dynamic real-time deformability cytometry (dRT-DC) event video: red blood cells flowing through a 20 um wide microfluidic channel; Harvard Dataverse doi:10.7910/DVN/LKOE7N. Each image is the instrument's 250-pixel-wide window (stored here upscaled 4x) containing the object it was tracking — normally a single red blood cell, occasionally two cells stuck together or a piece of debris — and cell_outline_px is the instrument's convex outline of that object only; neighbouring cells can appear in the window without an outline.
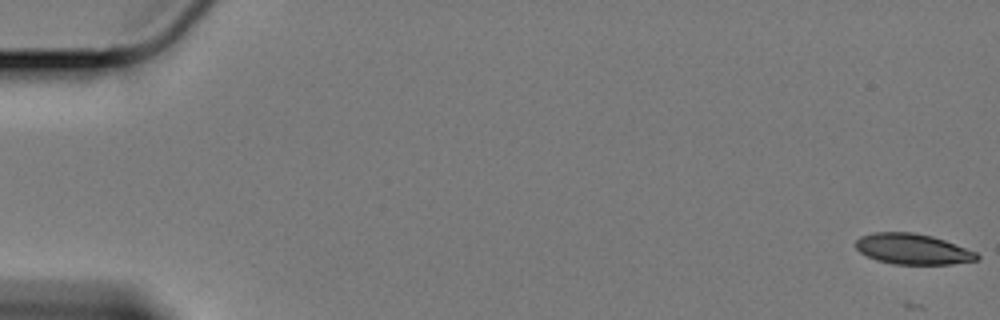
{"species": "Egyptian fruit bat (a non-hibernating species)", "species_latin": "Rousettus aegyptiacus", "temperature_condition": "cold", "stored_images_in_passage": 60, "camera_frame_rate_fps": 3000, "um_per_image_px": 0.085, "animal": {"sex": "female"}, "frame": {"image": 1, "passage_image": 1, "time_ms": 0.0, "image_size_px": [1000, 320], "cell_outline_px": [[980, 260], [952, 264], [896, 264], [876, 260], [860, 252], [856, 248], [856, 240], [860, 236], [872, 232], [912, 232], [932, 236], [944, 240], [976, 252], [980, 256]], "centroid_in_image_um": [77.58, 21.17], "position_along_channel_um": 7.4, "area_um2": 21.62}}
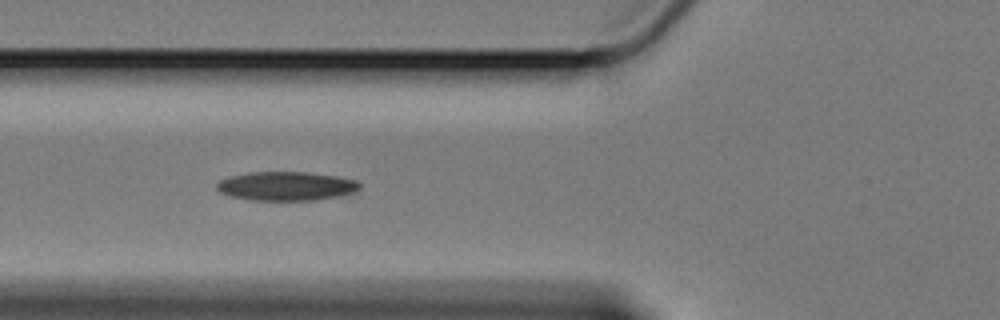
{"frame": {"image": 2, "passage_image": 23, "time_ms": 7.333, "image_size_px": [1000, 320], "cell_outline_px": [[360, 188], [356, 192], [336, 196], [312, 200], [252, 200], [232, 196], [220, 192], [216, 188], [216, 184], [220, 180], [228, 176], [248, 172], [308, 172], [336, 176], [356, 180], [360, 184]], "centroid_in_image_um": [24.31, 15.81], "position_along_channel_um": 101.5, "area_um2": 24.04}}
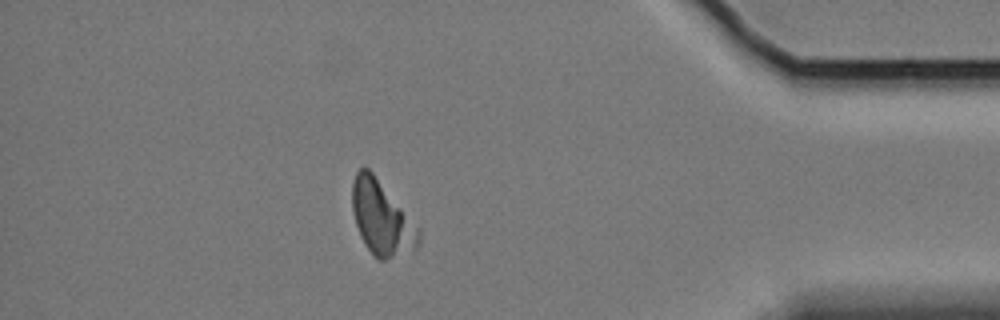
{"frame": {"image": 3, "passage_image": 53, "time_ms": 17.333, "image_size_px": [1000, 320], "cell_outline_px": [[420, 244], [416, 248], [384, 260], [380, 260], [364, 244], [360, 236], [352, 212], [352, 180], [356, 172], [360, 168], [368, 168], [372, 172], [420, 228]], "centroid_in_image_um": [32.43, 18.53], "position_along_channel_um": 402.8, "area_um2": 28.38}}